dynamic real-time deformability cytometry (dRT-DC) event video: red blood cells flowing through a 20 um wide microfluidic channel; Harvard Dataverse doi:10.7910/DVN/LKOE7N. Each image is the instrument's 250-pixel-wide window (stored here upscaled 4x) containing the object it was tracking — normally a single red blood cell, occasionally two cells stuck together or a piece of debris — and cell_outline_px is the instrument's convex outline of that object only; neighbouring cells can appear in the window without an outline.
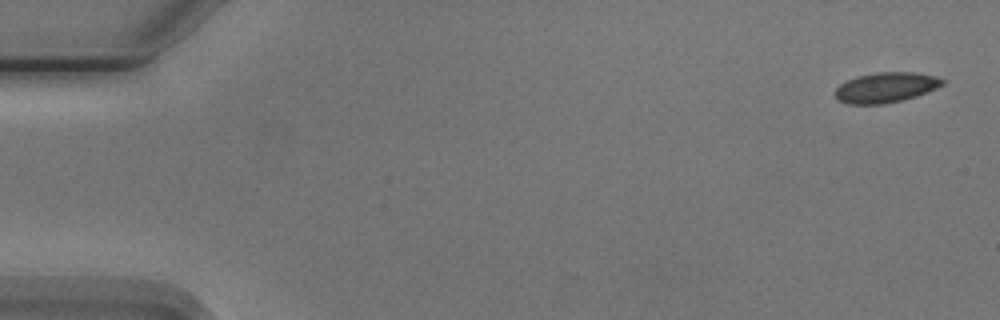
{"species": "Egyptian fruit bat (a non-hibernating species)", "species_latin": "Rousettus aegyptiacus", "temperature_condition": "cold", "stored_images_in_passage": 5, "camera_frame_rate_fps": 3000, "um_per_image_px": 0.085, "animal": {"sex": "male"}, "frame": {"image": 1, "passage_image": 1, "time_ms": 0.0, "image_size_px": [1000, 320], "cell_outline_px": [[948, 80], [944, 84], [928, 92], [904, 100], [884, 104], [848, 104], [836, 100], [836, 88], [840, 84], [856, 76], [876, 72], [916, 72], [936, 76]], "centroid_in_image_um": [75.33, 7.43], "position_along_channel_um": 9.7, "area_um2": 19.13}}
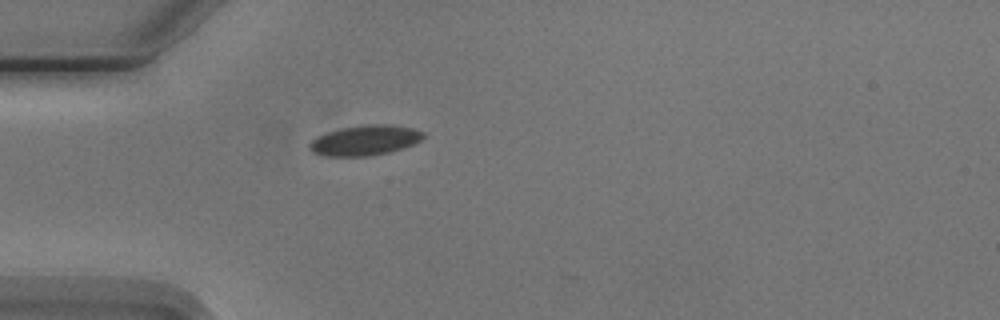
{"frame": {"image": 2, "passage_image": 5, "time_ms": 4.667, "image_size_px": [1000, 320], "cell_outline_px": [[424, 136], [420, 140], [412, 144], [388, 152], [368, 156], [324, 156], [312, 152], [308, 144], [316, 136], [340, 128], [368, 124], [388, 124], [412, 128], [424, 132]], "centroid_in_image_um": [30.98, 11.92], "position_along_channel_um": 54.0, "area_um2": 19.83}}